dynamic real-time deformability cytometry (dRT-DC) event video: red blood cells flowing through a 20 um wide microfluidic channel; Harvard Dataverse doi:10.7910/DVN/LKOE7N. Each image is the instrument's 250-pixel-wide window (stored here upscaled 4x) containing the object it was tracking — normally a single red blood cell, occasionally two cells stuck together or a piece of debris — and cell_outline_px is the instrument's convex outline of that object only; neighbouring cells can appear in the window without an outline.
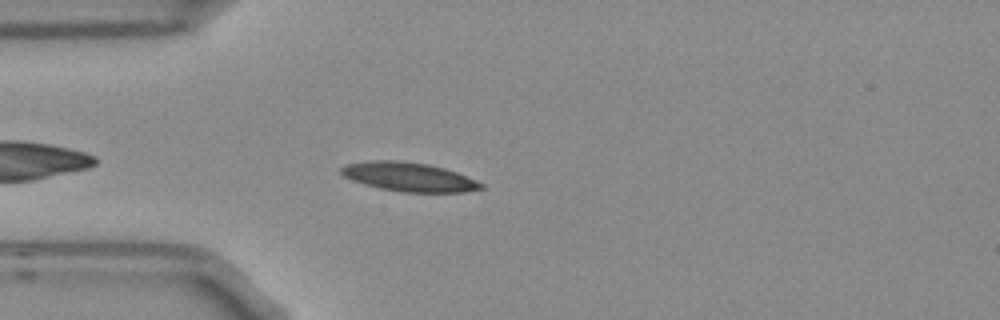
{"species": "Egyptian fruit bat (a non-hibernating species)", "species_latin": "Rousettus aegyptiacus", "temperature_condition": "room temperature", "stored_images_in_passage": 4, "camera_frame_rate_fps": 3000, "um_per_image_px": 0.085, "frame": {"image": 1, "passage_image": 4, "time_ms": 1.0, "image_size_px": [1000, 320], "cell_outline_px": [[484, 188], [464, 192], [404, 192], [380, 188], [364, 184], [352, 180], [344, 176], [340, 172], [340, 168], [344, 164], [372, 160], [400, 160], [428, 164], [444, 168], [456, 172], [476, 180], [484, 184]], "centroid_in_image_um": [34.74, 15.03], "position_along_channel_um": 50.3, "area_um2": 23.64}}